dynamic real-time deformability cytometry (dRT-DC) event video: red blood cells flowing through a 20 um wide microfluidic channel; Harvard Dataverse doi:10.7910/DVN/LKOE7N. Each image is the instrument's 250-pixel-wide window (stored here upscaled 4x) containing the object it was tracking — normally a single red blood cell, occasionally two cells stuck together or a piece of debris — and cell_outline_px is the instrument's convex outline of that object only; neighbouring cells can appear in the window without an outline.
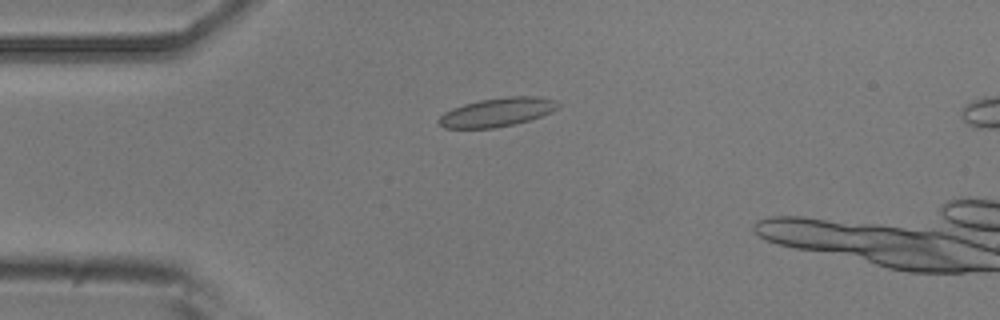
{"species": "common noctule bat (a hibernating species)", "species_latin": "Nyctalus noctula", "temperature_condition": "room temperature", "stored_images_in_passage": 5, "camera_frame_rate_fps": 3000, "um_per_image_px": 0.085, "animal": {"sex": "male", "body_mass_g": 20.5, "forearm_length_mm": 52.5}, "frame": {"image": 1, "passage_image": 4, "time_ms": 4.333, "image_size_px": [1000, 320], "cell_outline_px": [[560, 104], [552, 112], [528, 120], [512, 124], [492, 128], [444, 128], [436, 120], [444, 112], [452, 108], [464, 104], [480, 100], [508, 96], [540, 96], [556, 100]], "centroid_in_image_um": [42.25, 9.52], "position_along_channel_um": 42.8, "area_um2": 19.88}}